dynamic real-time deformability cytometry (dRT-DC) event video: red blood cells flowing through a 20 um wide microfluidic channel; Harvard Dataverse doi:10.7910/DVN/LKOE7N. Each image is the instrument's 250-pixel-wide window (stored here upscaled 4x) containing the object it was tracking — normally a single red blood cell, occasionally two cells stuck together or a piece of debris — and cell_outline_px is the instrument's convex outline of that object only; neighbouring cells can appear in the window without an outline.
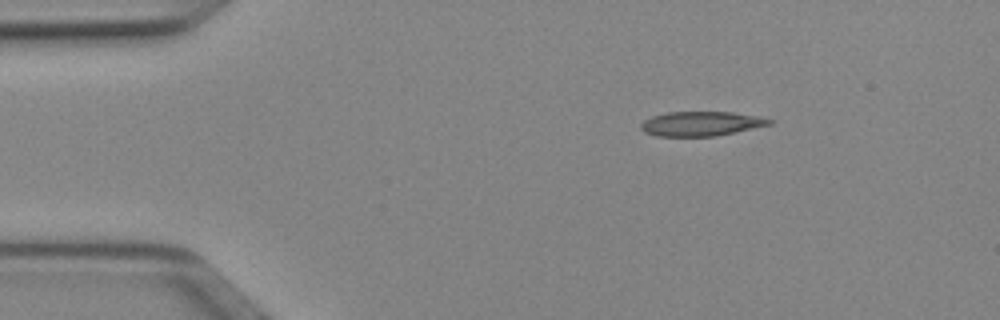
{"species": "Egyptian fruit bat (a non-hibernating species)", "species_latin": "Rousettus aegyptiacus", "temperature_condition": "cold", "stored_images_in_passage": 43, "camera_frame_rate_fps": 3000, "um_per_image_px": 0.085, "animal": {"sex": "female"}, "frame": {"image": 1, "passage_image": 1, "time_ms": 0.0, "image_size_px": [1000, 320], "cell_outline_px": [[776, 120], [772, 124], [736, 132], [716, 136], [656, 136], [644, 132], [640, 128], [640, 124], [644, 120], [652, 116], [668, 112], [732, 112], [756, 116]], "centroid_in_image_um": [59.6, 10.51], "position_along_channel_um": 25.4, "area_um2": 18.38}}
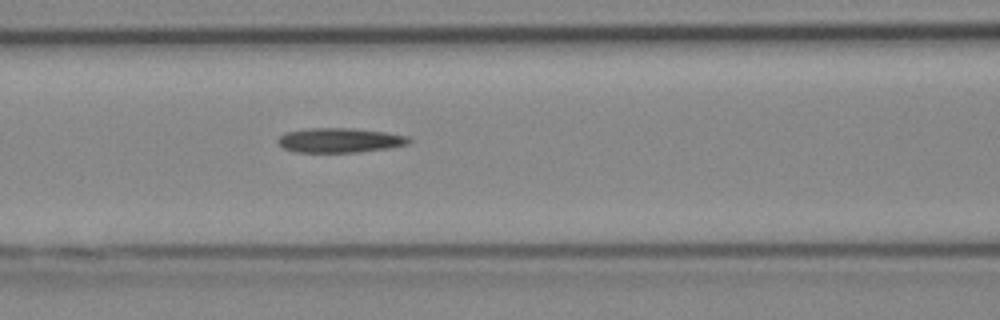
{"frame": {"image": 2, "passage_image": 14, "time_ms": 4.333, "image_size_px": [1000, 320], "cell_outline_px": [[412, 140], [408, 144], [388, 148], [360, 152], [296, 152], [284, 148], [276, 140], [284, 132], [308, 128], [352, 128], [384, 132], [408, 136]], "centroid_in_image_um": [28.87, 11.92], "position_along_channel_um": 137.7, "area_um2": 18.79}}
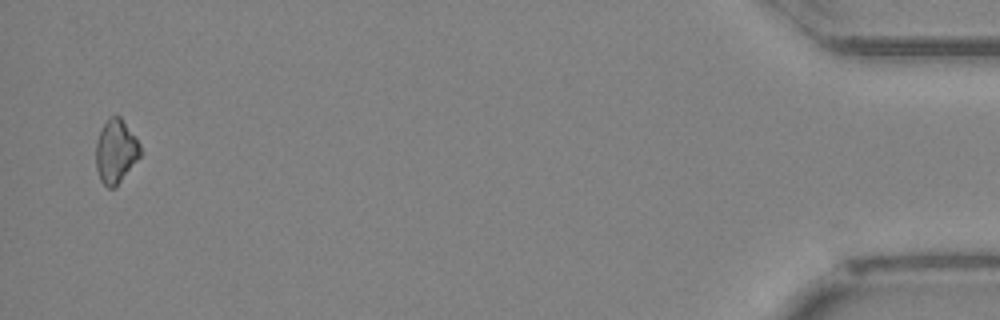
{"frame": {"image": 3, "passage_image": 42, "time_ms": 13.667, "image_size_px": [1000, 320], "cell_outline_px": [[140, 156], [120, 180], [112, 188], [108, 188], [100, 180], [96, 168], [96, 140], [108, 116], [120, 116], [136, 136], [140, 144]], "centroid_in_image_um": [9.83, 12.82], "position_along_channel_um": 425.4, "area_um2": 16.24}, "authors_computed_cell_mechanics": {"area_um2": 18.207, "velocity_mm_per_s": 4.0346, "shape_relaxation_time_tau1_ms": 3.027, "shape_relaxation_time_tau2_ms": null, "deformation_change_tau1": 0.1164, "deformation_change_tau2": null}}